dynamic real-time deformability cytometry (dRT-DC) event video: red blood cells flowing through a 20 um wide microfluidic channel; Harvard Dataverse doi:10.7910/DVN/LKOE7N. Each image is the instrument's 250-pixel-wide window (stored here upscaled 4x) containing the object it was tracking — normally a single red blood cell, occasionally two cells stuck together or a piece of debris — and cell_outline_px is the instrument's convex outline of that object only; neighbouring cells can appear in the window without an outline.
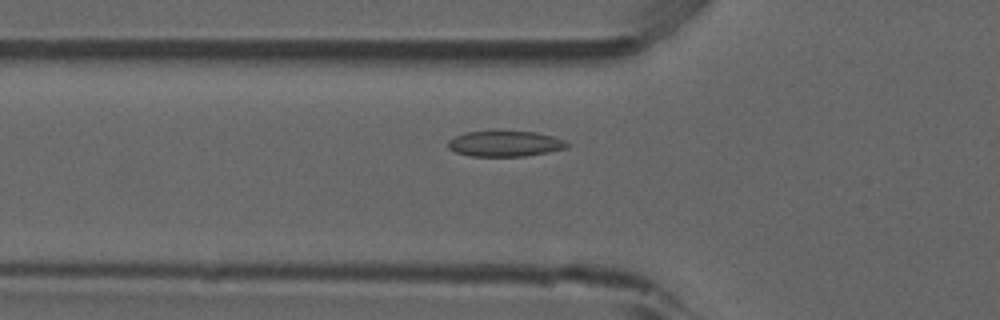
{"species": "common noctule bat (a hibernating species)", "species_latin": "Nyctalus noctula", "temperature_condition": "room temperature", "stored_images_in_passage": 54, "camera_frame_rate_fps": 3000, "um_per_image_px": 0.085, "animal": {"sex": "male", "forearm_length_mm": 52.5}, "frame": {"image": 1, "passage_image": 19, "time_ms": 6.0, "image_size_px": [1000, 320], "cell_outline_px": [[568, 148], [548, 152], [524, 156], [472, 156], [456, 152], [448, 148], [448, 140], [464, 132], [536, 132], [552, 136], [564, 140], [568, 144]], "centroid_in_image_um": [42.93, 12.22], "position_along_channel_um": 82.9, "area_um2": 17.51}}
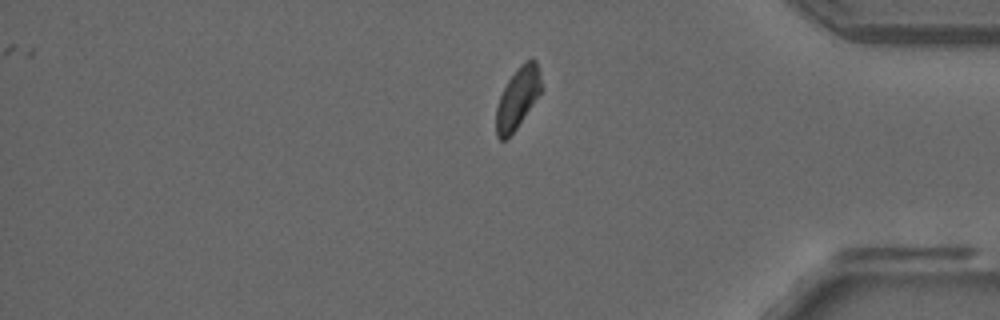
{"frame": {"image": 2, "passage_image": 45, "time_ms": 14.667, "image_size_px": [1000, 320], "cell_outline_px": [[544, 88], [508, 140], [500, 140], [496, 136], [496, 108], [500, 96], [508, 80], [532, 56], [536, 60], [540, 72]], "centroid_in_image_um": [44.02, 8.37], "position_along_channel_um": 391.2, "area_um2": 16.01}}
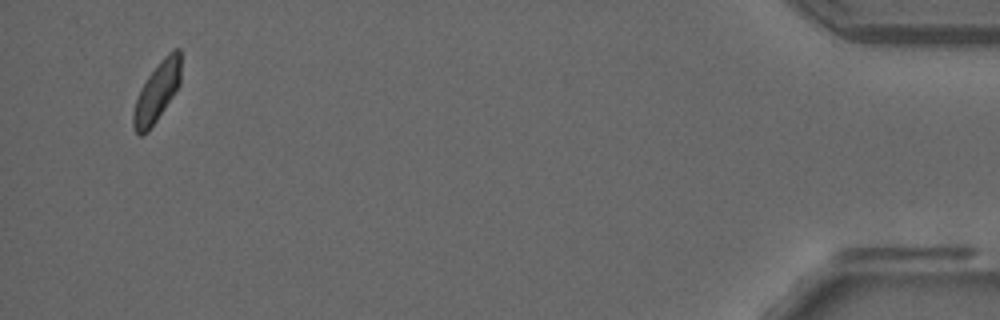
{"frame": {"image": 3, "passage_image": 52, "time_ms": 17.0, "image_size_px": [1000, 320], "cell_outline_px": [[180, 84], [148, 132], [140, 136], [136, 132], [132, 124], [132, 116], [136, 100], [140, 88], [148, 76], [160, 60], [172, 48], [180, 48]], "centroid_in_image_um": [13.33, 7.79], "position_along_channel_um": 421.9, "area_um2": 16.36}, "authors_computed_cell_mechanics": {"area_um2": 17.2822, "velocity_mm_per_s": 3.8305, "shape_relaxation_time_tau1_ms": 5.6815, "shape_relaxation_time_tau2_ms": 2.5612, "deformation_change_tau1": 0.1195, "deformation_change_tau2": 0.063}}